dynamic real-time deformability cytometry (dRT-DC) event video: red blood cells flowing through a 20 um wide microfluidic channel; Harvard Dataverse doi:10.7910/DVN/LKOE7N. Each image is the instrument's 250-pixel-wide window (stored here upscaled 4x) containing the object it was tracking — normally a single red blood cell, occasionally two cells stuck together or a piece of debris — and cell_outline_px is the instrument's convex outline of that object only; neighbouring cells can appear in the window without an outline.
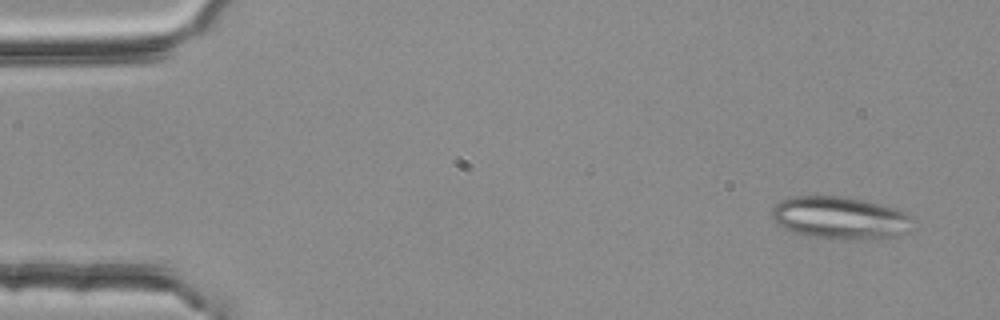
{"species": "common noctule bat (a hibernating species)", "species_latin": "Nyctalus noctula", "temperature_condition": "room temperature", "stored_images_in_passage": 4, "camera_frame_rate_fps": 3000, "um_per_image_px": 0.085, "animal": {"sex": "female", "body_mass_g": 25.1}, "frame": {"image": 1, "passage_image": 1, "time_ms": 0.0, "image_size_px": [1000, 320], "cell_outline_px": [[912, 216], [908, 232], [884, 240], [856, 240], [812, 236], [792, 232], [776, 224], [772, 216], [772, 208], [776, 204], [784, 200], [796, 196], [844, 196], [864, 200], [900, 208], [908, 212]], "centroid_in_image_um": [71.49, 18.53], "position_along_channel_um": 13.5, "area_um2": 35.37}}